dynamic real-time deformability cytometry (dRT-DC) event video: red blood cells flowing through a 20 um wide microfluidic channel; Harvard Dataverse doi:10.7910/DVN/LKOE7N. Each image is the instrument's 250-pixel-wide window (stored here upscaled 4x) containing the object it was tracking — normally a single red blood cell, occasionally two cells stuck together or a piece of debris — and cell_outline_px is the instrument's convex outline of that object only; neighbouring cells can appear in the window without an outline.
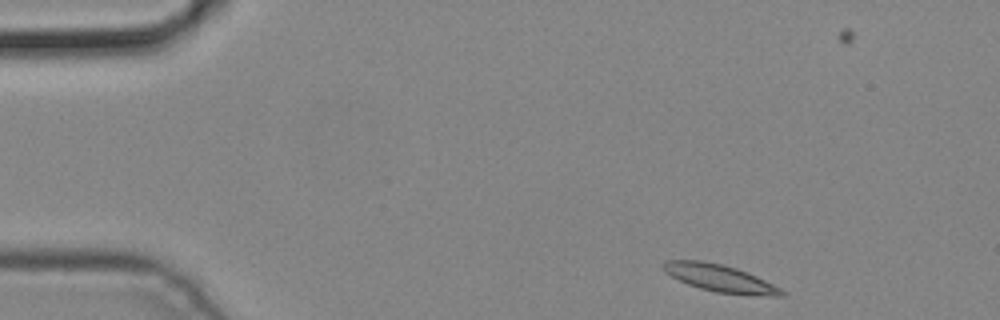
{"species": "common noctule bat (a hibernating species)", "species_latin": "Nyctalus noctula", "temperature_condition": "cold", "stored_images_in_passage": 4, "camera_frame_rate_fps": 3000, "um_per_image_px": 0.085, "animal": {"sex": "male", "body_mass_g": 19.2, "forearm_length_mm": 51.8}, "frame": {"image": 1, "passage_image": 1, "time_ms": 0.0, "image_size_px": [1000, 320], "cell_outline_px": [[788, 292], [784, 296], [768, 296], [716, 292], [700, 288], [688, 284], [664, 272], [660, 264], [664, 260], [704, 260], [736, 268], [748, 272]], "centroid_in_image_um": [61.17, 23.63], "position_along_channel_um": 23.8, "area_um2": 18.79}}